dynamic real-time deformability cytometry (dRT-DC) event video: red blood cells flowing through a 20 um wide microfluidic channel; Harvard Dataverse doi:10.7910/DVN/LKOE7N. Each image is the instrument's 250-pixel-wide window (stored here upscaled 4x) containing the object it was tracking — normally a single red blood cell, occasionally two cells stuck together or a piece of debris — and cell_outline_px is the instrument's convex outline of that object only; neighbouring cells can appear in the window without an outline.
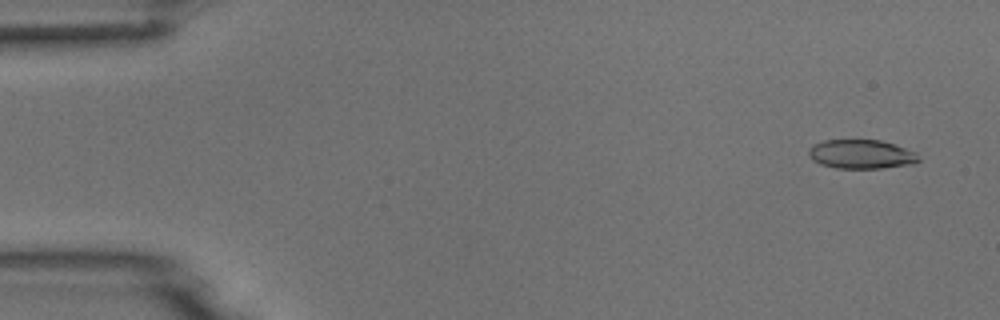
{"species": "common noctule bat (a hibernating species)", "species_latin": "Nyctalus noctula", "temperature_condition": "room temperature", "stored_images_in_passage": 53, "camera_frame_rate_fps": 3000, "um_per_image_px": 0.085, "animal": {"sex": "male", "body_mass_g": 18.8}, "frame": {"image": 1, "passage_image": 3, "time_ms": 0.667, "image_size_px": [1000, 320], "cell_outline_px": [[920, 160], [912, 164], [880, 168], [836, 168], [820, 164], [812, 160], [808, 156], [808, 148], [812, 144], [824, 140], [880, 140], [916, 152]], "centroid_in_image_um": [73.15, 13.11], "position_along_channel_um": 11.9, "area_um2": 18.61}}
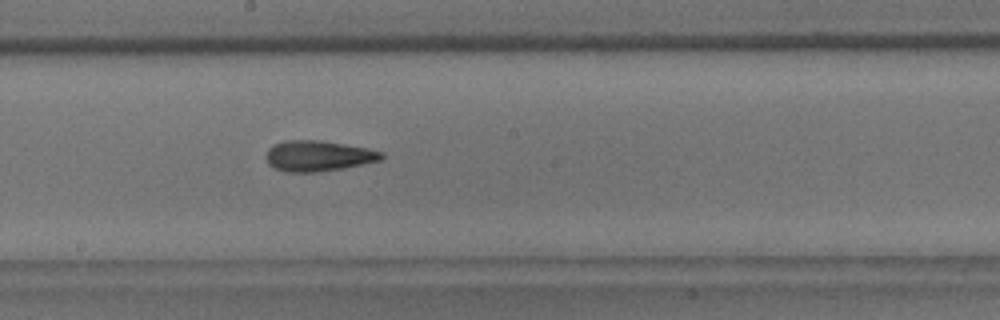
{"frame": {"image": 2, "passage_image": 29, "time_ms": 9.333, "image_size_px": [1000, 320], "cell_outline_px": [[384, 156], [380, 160], [364, 164], [344, 168], [320, 172], [284, 172], [272, 168], [268, 164], [264, 156], [268, 148], [272, 144], [284, 140], [320, 140], [368, 148], [384, 152]], "centroid_in_image_um": [27.0, 13.25], "position_along_channel_um": 221.2, "area_um2": 21.04}}
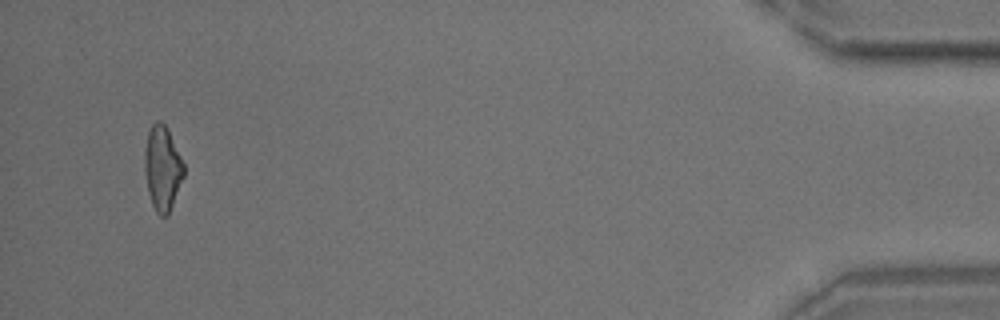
{"frame": {"image": 3, "passage_image": 51, "time_ms": 16.667, "image_size_px": [1000, 320], "cell_outline_px": [[184, 176], [168, 216], [160, 216], [156, 212], [152, 204], [148, 192], [144, 168], [144, 152], [148, 132], [152, 124], [156, 120], [160, 120], [168, 128], [184, 164]], "centroid_in_image_um": [13.8, 14.29], "position_along_channel_um": 421.4, "area_um2": 19.42}}